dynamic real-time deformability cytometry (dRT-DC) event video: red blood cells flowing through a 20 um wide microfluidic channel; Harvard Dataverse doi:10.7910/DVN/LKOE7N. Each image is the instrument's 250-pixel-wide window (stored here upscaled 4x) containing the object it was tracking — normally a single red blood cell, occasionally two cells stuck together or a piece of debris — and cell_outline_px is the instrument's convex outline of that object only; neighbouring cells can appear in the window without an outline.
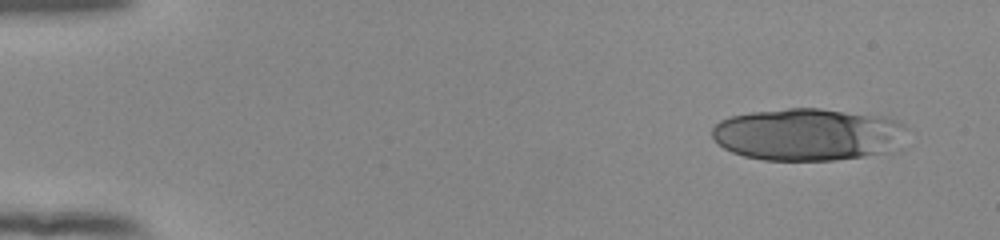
{"species": "human", "species_latin": "Homo sapiens", "temperature_condition": "room temperature", "stored_images_in_passage": 28, "camera_frame_rate_fps": 3000, "um_per_image_px": 0.085, "donor": {"sex": "female"}, "frame": {"image": 1, "passage_image": 4, "time_ms": 1.0, "image_size_px": [1000, 240], "cell_outline_px": [[904, 128], [892, 148], [888, 152], [832, 160], [764, 160], [744, 156], [732, 152], [724, 148], [712, 136], [712, 128], [720, 120], [732, 116], [752, 112], [788, 108], [820, 108], [884, 116], [896, 120], [904, 124]], "centroid_in_image_um": [68.59, 11.41], "position_along_channel_um": 16.4, "area_um2": 58.67}}
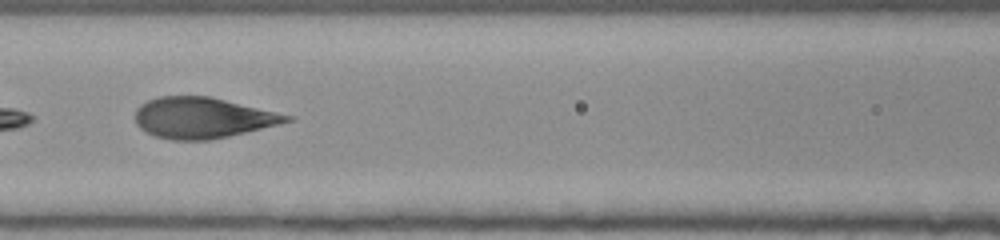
{"frame": {"image": 2, "passage_image": 25, "time_ms": 8.0, "image_size_px": [1000, 240], "cell_outline_px": [[296, 120], [280, 124], [228, 136], [208, 140], [172, 140], [156, 136], [144, 132], [136, 124], [136, 108], [140, 104], [148, 100], [160, 96], [208, 96], [296, 116]], "centroid_in_image_um": [17.24, 10.01], "position_along_channel_um": 149.4, "area_um2": 36.13}}